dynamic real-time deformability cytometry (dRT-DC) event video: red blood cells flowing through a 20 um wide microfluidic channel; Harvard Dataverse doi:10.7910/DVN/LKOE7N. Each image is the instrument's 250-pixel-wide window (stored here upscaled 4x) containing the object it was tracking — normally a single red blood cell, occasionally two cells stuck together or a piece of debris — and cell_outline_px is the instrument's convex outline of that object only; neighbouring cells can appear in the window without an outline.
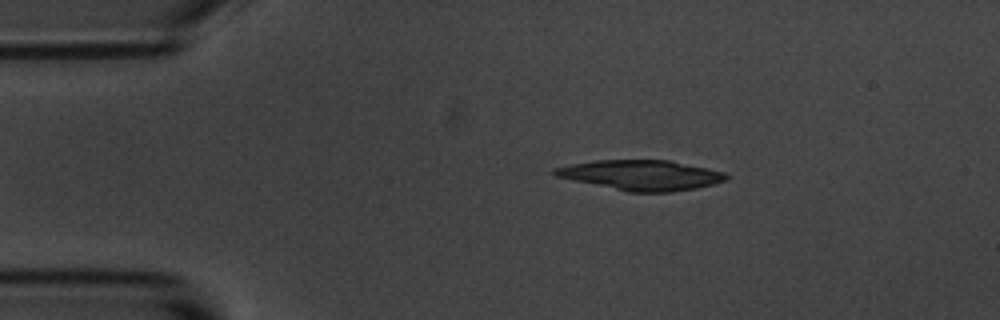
{"species": "common noctule bat (a hibernating species)", "species_latin": "Nyctalus noctula", "temperature_condition": "room temperature", "stored_images_in_passage": 4, "camera_frame_rate_fps": 3000, "um_per_image_px": 0.085, "animal": {"sex": "male", "body_mass_g": 20.1, "forearm_length_mm": 53.5}, "frame": {"image": 1, "passage_image": 1, "time_ms": 0.0, "image_size_px": [1000, 320], "cell_outline_px": [[728, 176], [724, 180], [712, 184], [696, 188], [672, 192], [628, 192], [556, 176], [552, 172], [552, 168], [572, 164], [596, 160], [668, 160], [708, 168], [724, 172]], "centroid_in_image_um": [54.49, 14.88], "position_along_channel_um": 30.5, "area_um2": 29.77}}